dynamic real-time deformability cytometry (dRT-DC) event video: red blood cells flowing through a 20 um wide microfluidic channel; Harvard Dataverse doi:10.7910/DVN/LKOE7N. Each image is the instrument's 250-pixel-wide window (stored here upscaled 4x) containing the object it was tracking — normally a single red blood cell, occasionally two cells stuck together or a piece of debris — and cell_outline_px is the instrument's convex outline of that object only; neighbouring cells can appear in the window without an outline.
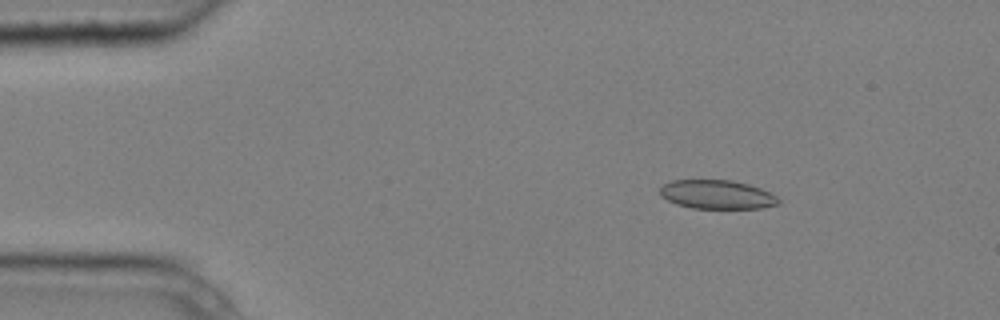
{"species": "common noctule bat (a hibernating species)", "species_latin": "Nyctalus noctula", "temperature_condition": "cold", "stored_images_in_passage": 6, "camera_frame_rate_fps": 3000, "um_per_image_px": 0.085, "animal": {"sex": "male", "body_mass_g": 20.4}, "frame": {"image": 1, "passage_image": 2, "time_ms": 0.333, "image_size_px": [1000, 320], "cell_outline_px": [[780, 204], [760, 208], [692, 208], [676, 204], [660, 196], [660, 188], [664, 184], [672, 180], [732, 180], [748, 184], [760, 188], [776, 196], [780, 200]], "centroid_in_image_um": [60.93, 16.53], "position_along_channel_um": 24.1, "area_um2": 19.88}}
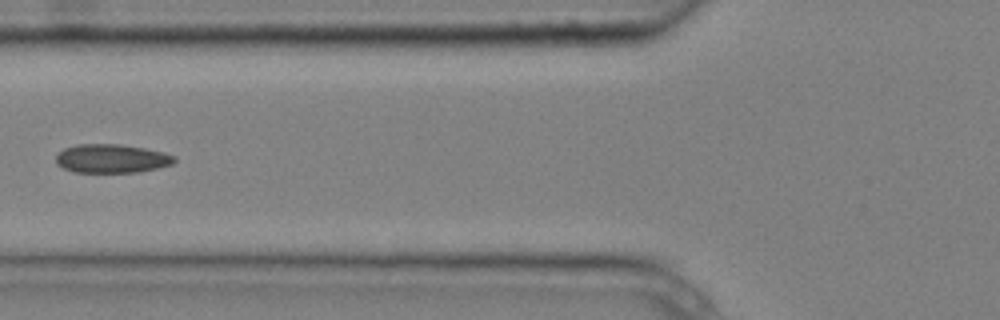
{"frame": {"image": 2, "passage_image": 5, "time_ms": 1.333, "image_size_px": [1000, 320], "cell_outline_px": [[176, 160], [172, 164], [156, 168], [136, 172], [72, 172], [56, 164], [56, 156], [64, 148], [76, 144], [120, 144], [144, 148], [164, 152], [176, 156]], "centroid_in_image_um": [9.48, 13.47], "position_along_channel_um": 116.3, "area_um2": 19.83}}
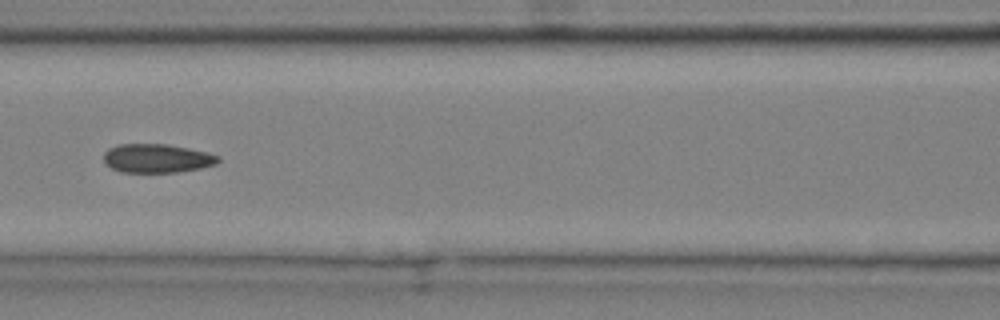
{"frame": {"image": 3, "passage_image": 6, "time_ms": 1.667, "image_size_px": [1000, 320], "cell_outline_px": [[220, 160], [216, 164], [200, 168], [176, 172], [120, 172], [104, 164], [104, 152], [108, 148], [120, 144], [168, 144], [208, 152], [220, 156]], "centroid_in_image_um": [13.33, 13.45], "position_along_channel_um": 153.3, "area_um2": 19.31}}